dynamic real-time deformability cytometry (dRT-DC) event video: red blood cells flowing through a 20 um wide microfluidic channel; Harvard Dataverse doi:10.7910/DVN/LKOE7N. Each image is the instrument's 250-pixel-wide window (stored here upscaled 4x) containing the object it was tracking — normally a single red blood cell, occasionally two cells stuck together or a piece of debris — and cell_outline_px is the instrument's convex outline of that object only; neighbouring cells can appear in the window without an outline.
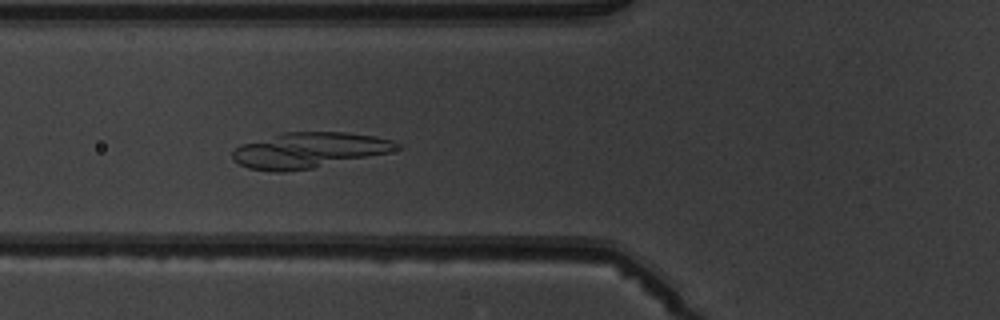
{"species": "common noctule bat (a hibernating species)", "species_latin": "Nyctalus noctula", "temperature_condition": "warm", "stored_images_in_passage": 5, "camera_frame_rate_fps": 3000, "um_per_image_px": 0.085, "animal": {"sex": "male", "body_mass_g": 19.5, "forearm_length_mm": 54.6}, "frame": {"image": 1, "passage_image": 5, "time_ms": 4.667, "image_size_px": [1000, 320], "cell_outline_px": [[404, 148], [388, 152], [312, 168], [284, 172], [276, 172], [248, 168], [240, 164], [232, 156], [232, 152], [240, 144], [284, 132], [348, 132], [376, 136], [396, 140]], "centroid_in_image_um": [26.3, 12.75], "position_along_channel_um": 99.5, "area_um2": 33.93}}